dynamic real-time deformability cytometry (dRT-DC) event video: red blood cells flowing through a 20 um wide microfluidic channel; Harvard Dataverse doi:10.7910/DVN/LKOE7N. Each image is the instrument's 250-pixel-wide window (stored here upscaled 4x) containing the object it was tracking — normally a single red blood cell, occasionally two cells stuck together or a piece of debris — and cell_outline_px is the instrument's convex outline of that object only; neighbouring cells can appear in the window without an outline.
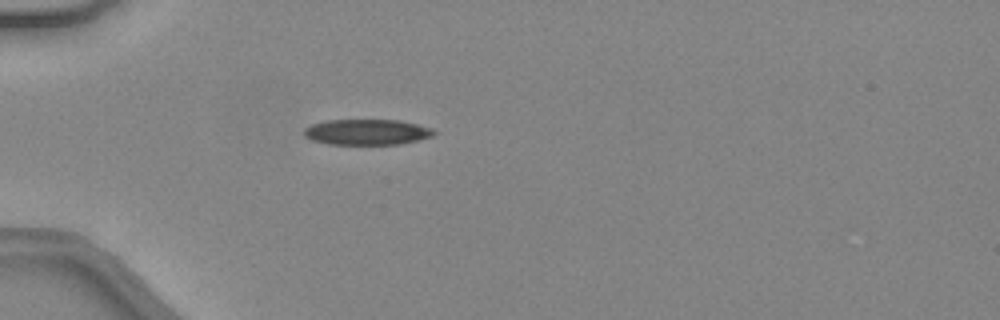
{"species": "common noctule bat (a hibernating species)", "species_latin": "Nyctalus noctula", "temperature_condition": "warm", "stored_images_in_passage": 33, "camera_frame_rate_fps": 3000, "um_per_image_px": 0.085, "animal": {"sex": "female", "body_mass_g": 24.6, "forearm_length_mm": 56.2}, "frame": {"image": 1, "passage_image": 1, "time_ms": 0.0, "image_size_px": [1000, 320], "cell_outline_px": [[436, 132], [432, 136], [400, 144], [328, 144], [312, 140], [304, 136], [304, 128], [312, 124], [324, 120], [400, 120], [432, 128]], "centroid_in_image_um": [31.16, 11.22], "position_along_channel_um": 53.8, "area_um2": 19.36}}
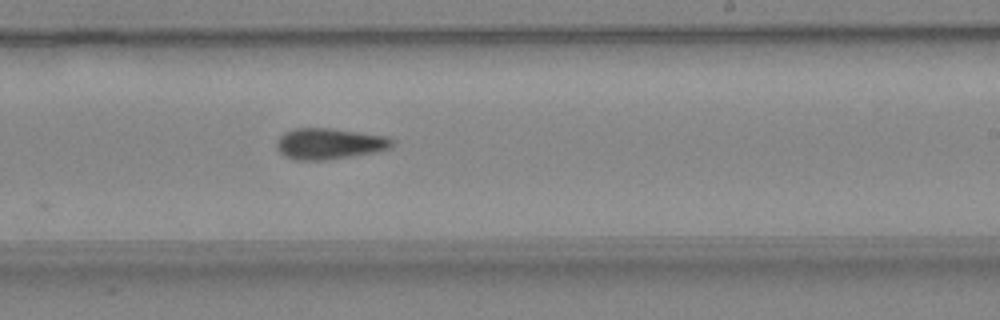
{"frame": {"image": 2, "passage_image": 16, "time_ms": 5.0, "image_size_px": [1000, 320], "cell_outline_px": [[392, 144], [388, 148], [372, 152], [328, 160], [296, 160], [284, 156], [276, 148], [276, 140], [284, 132], [292, 128], [332, 128], [388, 136], [392, 140]], "centroid_in_image_um": [27.92, 12.2], "position_along_channel_um": 261.1, "area_um2": 20.87}}
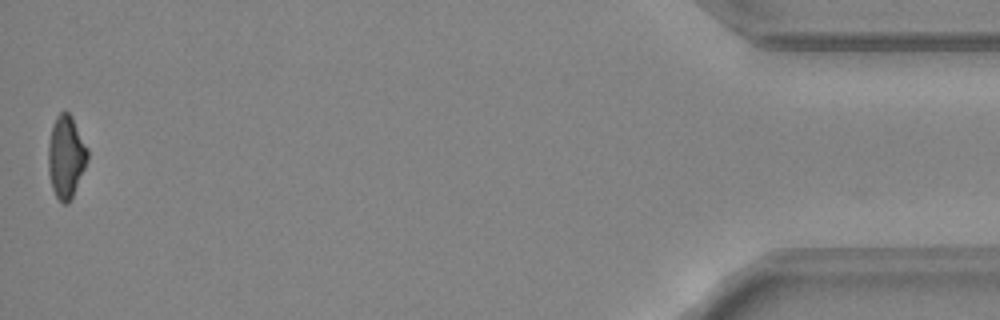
{"frame": {"image": 3, "passage_image": 33, "time_ms": 10.667, "image_size_px": [1000, 320], "cell_outline_px": [[88, 160], [72, 196], [68, 204], [64, 204], [56, 196], [52, 188], [48, 172], [48, 144], [52, 124], [56, 116], [60, 112], [68, 112], [72, 116], [88, 148]], "centroid_in_image_um": [5.6, 13.29], "position_along_channel_um": 429.6, "area_um2": 18.9}, "authors_computed_cell_mechanics": {"area_um2": 20.23, "velocity_mm_per_s": 4.4756, "shape_relaxation_time_tau1_ms": null, "shape_relaxation_time_tau2_ms": 9.9335, "deformation_change_tau1": null, "deformation_change_tau2": 0.2465}}